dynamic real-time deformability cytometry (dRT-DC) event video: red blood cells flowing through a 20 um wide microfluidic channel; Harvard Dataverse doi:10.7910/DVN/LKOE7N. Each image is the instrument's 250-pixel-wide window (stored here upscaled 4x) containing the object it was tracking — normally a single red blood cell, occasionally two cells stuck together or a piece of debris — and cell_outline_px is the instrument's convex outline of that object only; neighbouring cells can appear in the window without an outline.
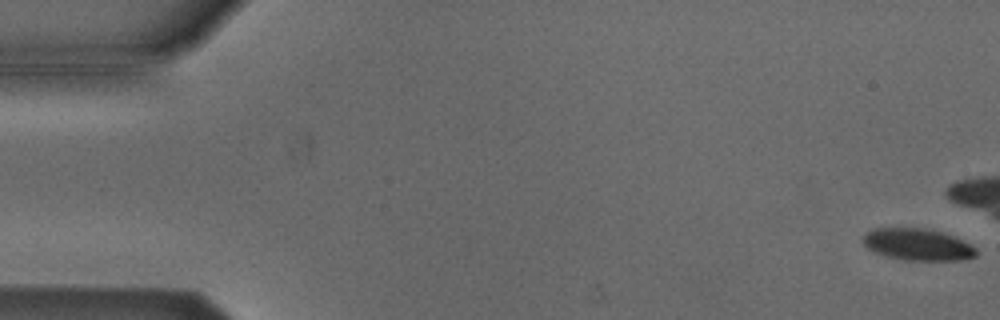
{"species": "Egyptian fruit bat (a non-hibernating species)", "species_latin": "Rousettus aegyptiacus", "temperature_condition": "cold", "stored_images_in_passage": 15, "camera_frame_rate_fps": 3000, "um_per_image_px": 0.085, "animal": {"sex": "male"}, "frame": {"image": 1, "passage_image": 1, "time_ms": 0.0, "image_size_px": [1000, 320], "cell_outline_px": [[976, 256], [964, 260], [904, 260], [884, 256], [868, 248], [864, 244], [864, 236], [868, 232], [876, 228], [924, 228], [940, 232], [952, 236], [976, 248]], "centroid_in_image_um": [77.99, 20.8], "position_along_channel_um": 7.0, "area_um2": 20.63}}